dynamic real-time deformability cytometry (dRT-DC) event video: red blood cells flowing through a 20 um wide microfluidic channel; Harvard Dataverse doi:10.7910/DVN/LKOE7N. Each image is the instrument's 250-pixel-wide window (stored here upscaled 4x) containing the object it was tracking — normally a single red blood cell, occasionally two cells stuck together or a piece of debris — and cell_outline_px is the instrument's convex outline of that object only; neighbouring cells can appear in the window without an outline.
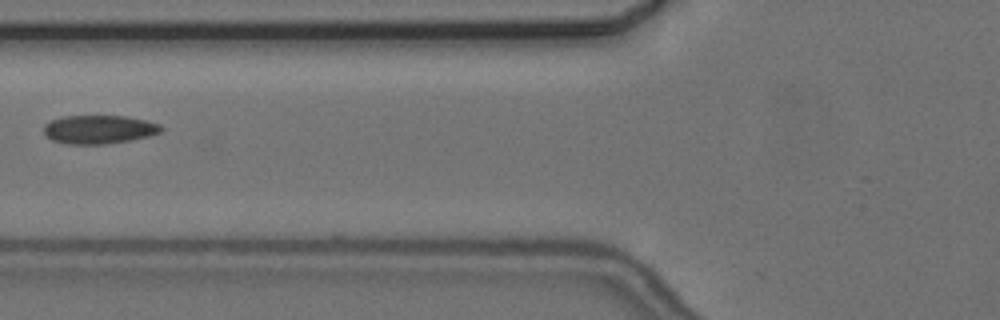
{"species": "common noctule bat (a hibernating species)", "species_latin": "Nyctalus noctula", "temperature_condition": "cold", "stored_images_in_passage": 5, "camera_frame_rate_fps": 3000, "um_per_image_px": 0.085, "animal": {"sex": "female", "body_mass_g": 24.6, "forearm_length_mm": 56.2}, "frame": {"image": 1, "passage_image": 5, "time_ms": 4.667, "image_size_px": [1000, 320], "cell_outline_px": [[164, 128], [160, 132], [148, 136], [128, 140], [104, 144], [68, 144], [52, 140], [44, 132], [44, 124], [52, 120], [64, 116], [124, 116], [144, 120], [160, 124]], "centroid_in_image_um": [8.41, 11.0], "position_along_channel_um": 117.4, "area_um2": 19.31}}